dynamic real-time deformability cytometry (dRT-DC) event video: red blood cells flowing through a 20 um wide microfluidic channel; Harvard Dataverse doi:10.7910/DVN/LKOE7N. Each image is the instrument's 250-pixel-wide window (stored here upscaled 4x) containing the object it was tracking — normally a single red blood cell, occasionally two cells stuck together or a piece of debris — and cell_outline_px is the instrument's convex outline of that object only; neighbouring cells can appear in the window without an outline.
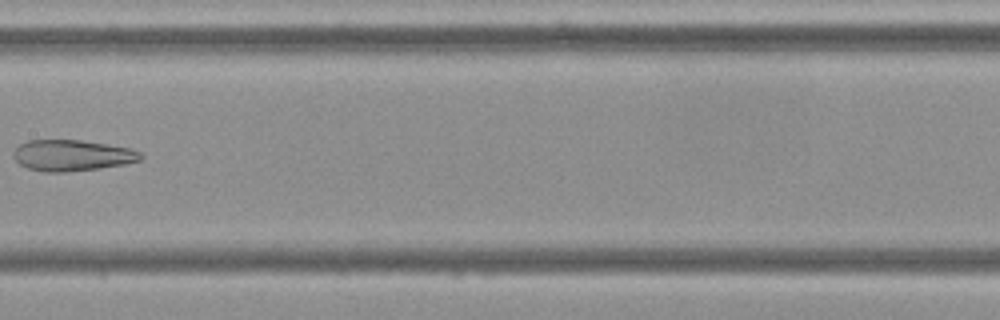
{"species": "Egyptian fruit bat (a non-hibernating species)", "species_latin": "Rousettus aegyptiacus", "temperature_condition": "cold", "stored_images_in_passage": 8, "camera_frame_rate_fps": 3000, "um_per_image_px": 0.085, "frame": {"image": 1, "passage_image": 8, "time_ms": 8.333, "image_size_px": [1000, 320], "cell_outline_px": [[144, 156], [140, 160], [124, 164], [100, 168], [64, 172], [44, 172], [28, 168], [20, 164], [12, 156], [12, 152], [20, 144], [28, 140], [80, 140], [128, 148], [140, 152]], "centroid_in_image_um": [6.09, 13.21], "position_along_channel_um": 201.3, "area_um2": 22.89}}